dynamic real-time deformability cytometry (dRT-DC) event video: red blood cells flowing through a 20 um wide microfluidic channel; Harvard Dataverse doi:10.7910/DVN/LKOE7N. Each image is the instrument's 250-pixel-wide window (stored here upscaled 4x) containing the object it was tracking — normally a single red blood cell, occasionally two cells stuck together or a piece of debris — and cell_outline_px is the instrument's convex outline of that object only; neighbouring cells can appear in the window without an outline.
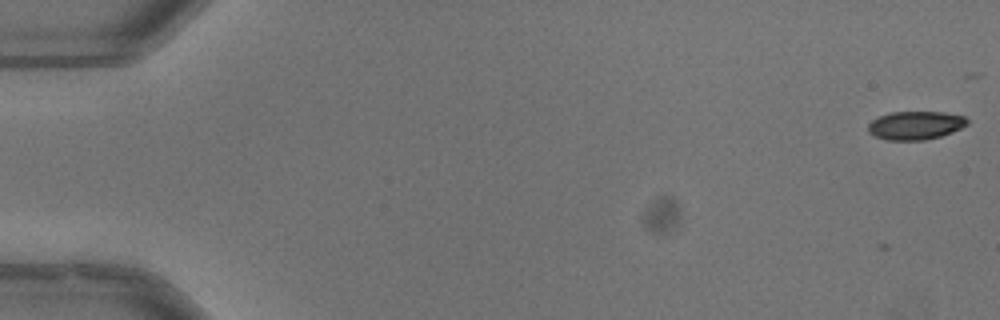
{"species": "common noctule bat (a hibernating species)", "species_latin": "Nyctalus noctula", "temperature_condition": "warm", "stored_images_in_passage": 2, "camera_frame_rate_fps": 3000, "um_per_image_px": 0.085, "animal": {"sex": "male", "body_mass_g": 13.3}, "frame": {"image": 1, "passage_image": 2, "time_ms": 0.333, "image_size_px": [1000, 320], "cell_outline_px": [[968, 124], [952, 132], [940, 136], [924, 140], [888, 140], [876, 136], [868, 132], [868, 124], [872, 120], [880, 116], [892, 112], [944, 112], [964, 116], [968, 120]], "centroid_in_image_um": [77.82, 10.65], "position_along_channel_um": 7.2, "area_um2": 16.3}}